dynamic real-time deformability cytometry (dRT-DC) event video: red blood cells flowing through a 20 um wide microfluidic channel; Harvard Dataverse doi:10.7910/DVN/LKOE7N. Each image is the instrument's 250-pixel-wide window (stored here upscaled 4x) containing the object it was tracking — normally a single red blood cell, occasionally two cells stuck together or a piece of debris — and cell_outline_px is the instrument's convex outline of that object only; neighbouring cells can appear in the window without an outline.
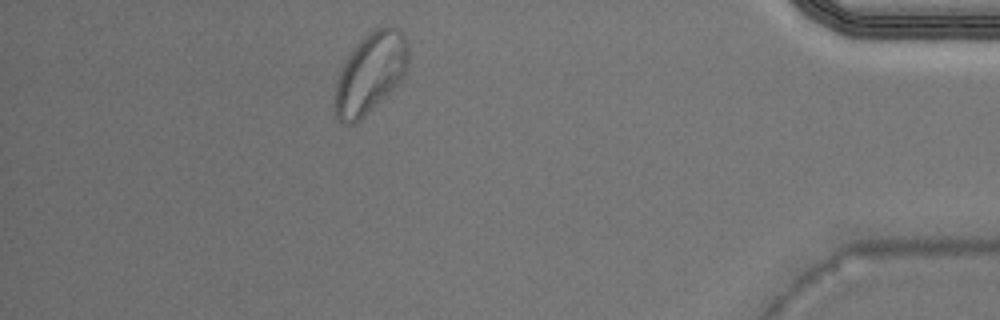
{"species": "Egyptian fruit bat (a non-hibernating species)", "species_latin": "Rousettus aegyptiacus", "temperature_condition": "warm", "stored_images_in_passage": 29, "camera_frame_rate_fps": 3000, "um_per_image_px": 0.085, "animal": {"sex": "male"}, "frame": {"image": 1, "passage_image": 25, "time_ms": 8.0, "image_size_px": [1000, 320], "cell_outline_px": [[408, 64], [400, 80], [356, 124], [340, 124], [332, 108], [336, 84], [340, 72], [348, 56], [356, 44], [364, 36], [376, 28], [388, 24], [392, 24], [408, 40]], "centroid_in_image_um": [31.45, 6.21], "position_along_channel_um": 403.8, "area_um2": 34.28}}